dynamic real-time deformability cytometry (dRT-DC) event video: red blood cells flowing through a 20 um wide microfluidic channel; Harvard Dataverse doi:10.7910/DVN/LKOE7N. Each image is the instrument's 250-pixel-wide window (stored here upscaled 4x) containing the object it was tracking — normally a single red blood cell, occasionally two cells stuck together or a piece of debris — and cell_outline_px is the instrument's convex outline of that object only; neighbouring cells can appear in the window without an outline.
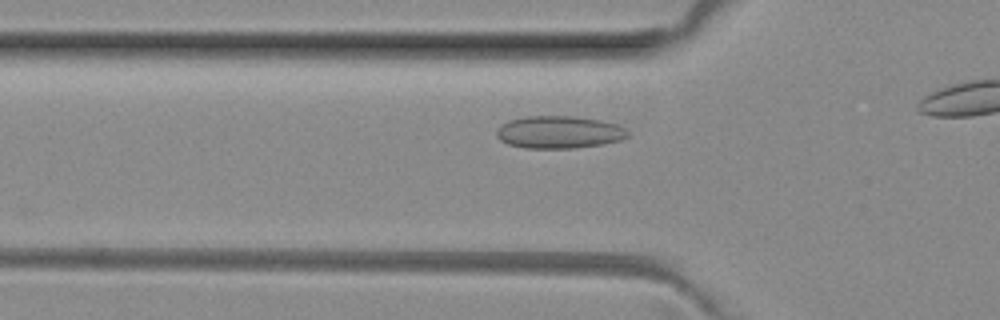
{"species": "common noctule bat (a hibernating species)", "species_latin": "Nyctalus noctula", "temperature_condition": "room temperature", "stored_images_in_passage": 30, "camera_frame_rate_fps": 3000, "um_per_image_px": 0.085, "animal": {"sex": "female", "body_mass_g": 29.2, "forearm_length_mm": 56.3}, "frame": {"image": 1, "passage_image": 6, "time_ms": 1.667, "image_size_px": [1000, 320], "cell_outline_px": [[632, 132], [628, 136], [620, 140], [600, 144], [576, 148], [524, 148], [508, 144], [500, 140], [496, 136], [496, 132], [500, 124], [508, 120], [524, 116], [576, 116], [600, 120], [616, 124]], "centroid_in_image_um": [47.5, 11.23], "position_along_channel_um": 78.3, "area_um2": 25.03}}
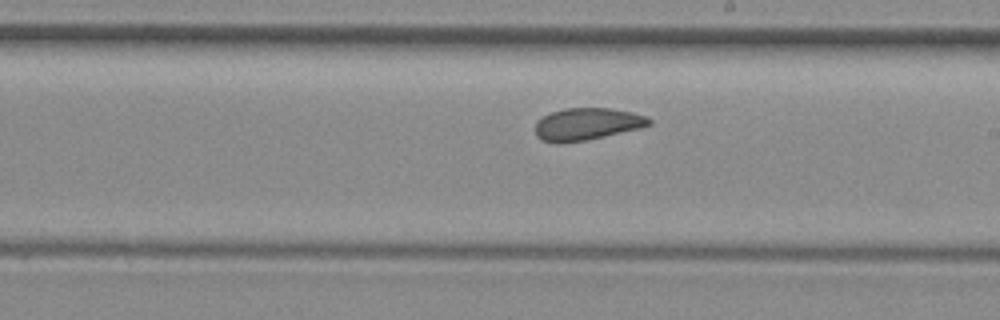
{"frame": {"image": 2, "passage_image": 18, "time_ms": 5.667, "image_size_px": [1000, 320], "cell_outline_px": [[652, 124], [640, 128], [588, 140], [560, 144], [556, 144], [540, 140], [536, 136], [536, 124], [544, 116], [552, 112], [564, 108], [612, 108], [632, 112], [648, 116], [652, 120]], "centroid_in_image_um": [49.91, 10.56], "position_along_channel_um": 239.1, "area_um2": 21.56}}
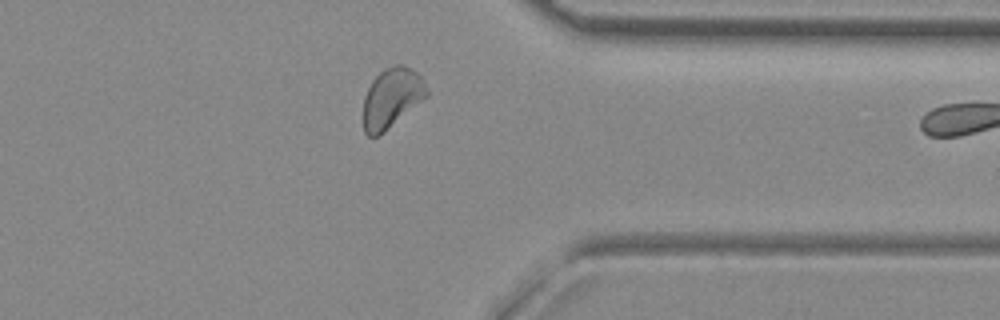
{"frame": {"image": 3, "passage_image": 29, "time_ms": 9.333, "image_size_px": [1000, 320], "cell_outline_px": [[428, 96], [384, 132], [376, 136], [368, 136], [364, 132], [360, 116], [364, 96], [372, 80], [384, 68], [396, 64], [404, 64], [412, 68], [424, 80], [428, 88]], "centroid_in_image_um": [33.26, 8.33], "position_along_channel_um": 378.1, "area_um2": 22.66}}